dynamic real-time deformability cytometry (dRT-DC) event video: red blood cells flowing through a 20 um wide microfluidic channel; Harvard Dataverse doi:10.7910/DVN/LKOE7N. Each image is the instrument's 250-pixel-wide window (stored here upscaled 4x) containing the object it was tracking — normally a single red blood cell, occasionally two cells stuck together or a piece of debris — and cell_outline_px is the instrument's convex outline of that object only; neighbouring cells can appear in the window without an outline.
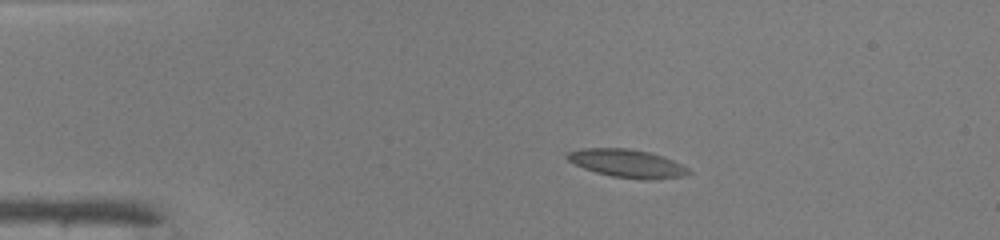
{"species": "common noctule bat (a hibernating species)", "species_latin": "Nyctalus noctula", "temperature_condition": "warm", "stored_images_in_passage": 8, "camera_frame_rate_fps": 3000, "um_per_image_px": 0.085, "animal": {"sex": "male", "body_mass_g": 19.0, "forearm_length_mm": 50.8}, "frame": {"image": 1, "passage_image": 1, "time_ms": 0.0, "image_size_px": [1000, 240], "cell_outline_px": [[692, 172], [684, 176], [648, 180], [644, 180], [612, 176], [596, 172], [584, 168], [568, 160], [564, 156], [568, 152], [580, 148], [628, 148], [648, 152], [672, 160], [688, 168]], "centroid_in_image_um": [53.29, 13.89], "position_along_channel_um": 31.7, "area_um2": 19.71}}
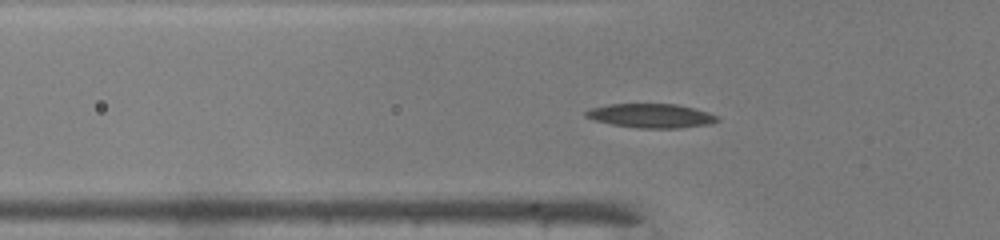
{"frame": {"image": 2, "passage_image": 8, "time_ms": 2.333, "image_size_px": [1000, 240], "cell_outline_px": [[720, 120], [708, 124], [680, 128], [636, 128], [612, 124], [596, 120], [584, 116], [584, 112], [592, 108], [608, 104], [676, 104], [708, 112], [720, 116]], "centroid_in_image_um": [55.36, 9.84], "position_along_channel_um": 70.4, "area_um2": 18.38}}